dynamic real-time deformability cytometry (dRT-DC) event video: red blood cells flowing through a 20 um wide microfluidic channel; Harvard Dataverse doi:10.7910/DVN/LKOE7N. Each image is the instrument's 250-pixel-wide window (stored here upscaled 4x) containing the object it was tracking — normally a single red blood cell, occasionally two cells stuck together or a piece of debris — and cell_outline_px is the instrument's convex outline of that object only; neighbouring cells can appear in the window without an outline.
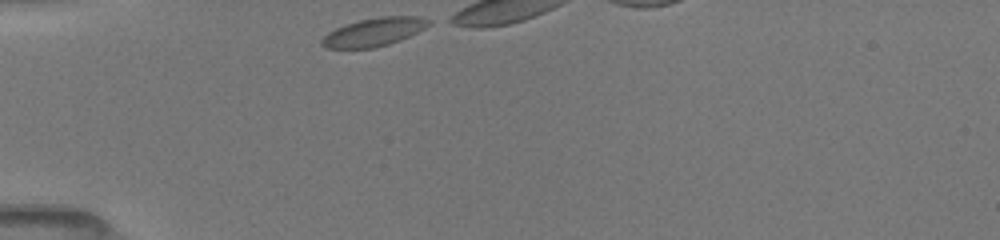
{"species": "common noctule bat (a hibernating species)", "species_latin": "Nyctalus noctula", "temperature_condition": "room temperature", "stored_images_in_passage": 8, "camera_frame_rate_fps": 3000, "um_per_image_px": 0.085, "animal": {"sex": "female", "body_mass_g": 19.5, "forearm_length_mm": 54.1}, "frame": {"image": 1, "passage_image": 1, "time_ms": 0.0, "image_size_px": [1000, 240], "cell_outline_px": [[432, 24], [400, 40], [388, 44], [372, 48], [324, 48], [320, 44], [320, 40], [328, 32], [344, 24], [360, 20], [380, 16], [416, 16], [432, 20]], "centroid_in_image_um": [31.76, 2.71], "position_along_channel_um": 53.2, "area_um2": 17.63}}
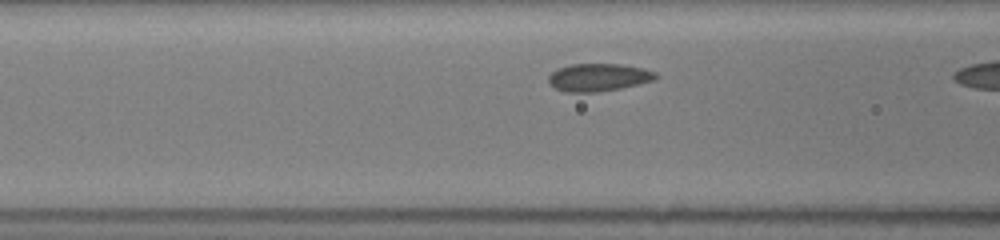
{"frame": {"image": 2, "passage_image": 7, "time_ms": 2.0, "image_size_px": [1000, 240], "cell_outline_px": [[656, 80], [620, 88], [596, 92], [564, 92], [548, 84], [548, 76], [556, 68], [572, 64], [620, 64], [644, 68], [656, 72]], "centroid_in_image_um": [50.85, 6.57], "position_along_channel_um": 115.8, "area_um2": 17.4}}